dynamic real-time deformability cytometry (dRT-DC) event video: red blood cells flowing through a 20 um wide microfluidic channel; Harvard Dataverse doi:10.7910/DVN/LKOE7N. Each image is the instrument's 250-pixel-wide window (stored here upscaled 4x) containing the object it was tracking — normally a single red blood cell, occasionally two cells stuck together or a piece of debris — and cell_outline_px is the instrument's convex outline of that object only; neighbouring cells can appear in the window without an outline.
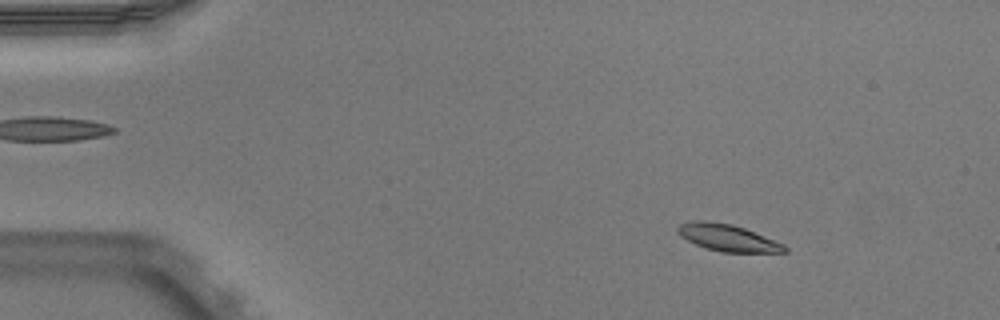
{"species": "Egyptian fruit bat (a non-hibernating species)", "species_latin": "Rousettus aegyptiacus", "temperature_condition": "warm", "stored_images_in_passage": 52, "camera_frame_rate_fps": 3000, "um_per_image_px": 0.085, "animal": {"sex": "male"}, "frame": {"image": 1, "passage_image": 7, "time_ms": 2.0, "image_size_px": [1000, 320], "cell_outline_px": [[788, 252], [720, 252], [704, 248], [680, 236], [676, 232], [676, 228], [680, 224], [696, 220], [708, 220], [732, 224], [744, 228], [784, 244], [788, 248]], "centroid_in_image_um": [61.83, 20.2], "position_along_channel_um": 23.2, "area_um2": 16.76}}
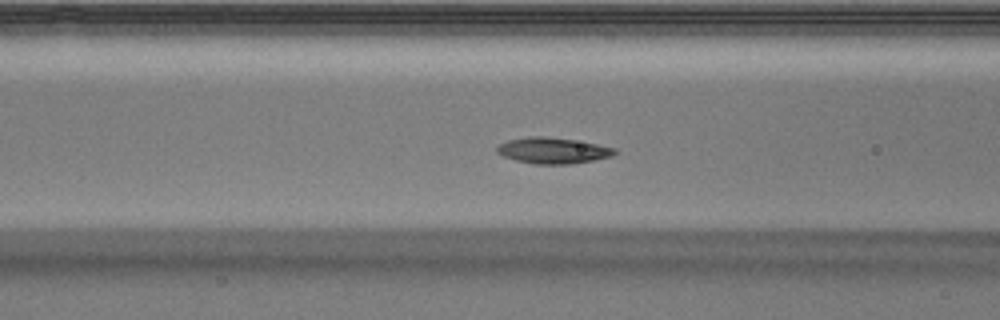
{"frame": {"image": 2, "passage_image": 21, "time_ms": 6.667, "image_size_px": [1000, 320], "cell_outline_px": [[616, 152], [612, 156], [572, 164], [532, 164], [516, 160], [504, 156], [496, 152], [496, 148], [500, 144], [508, 140], [528, 136], [544, 136], [572, 140], [596, 144], [616, 148]], "centroid_in_image_um": [46.97, 12.8], "position_along_channel_um": 119.6, "area_um2": 17.69}}
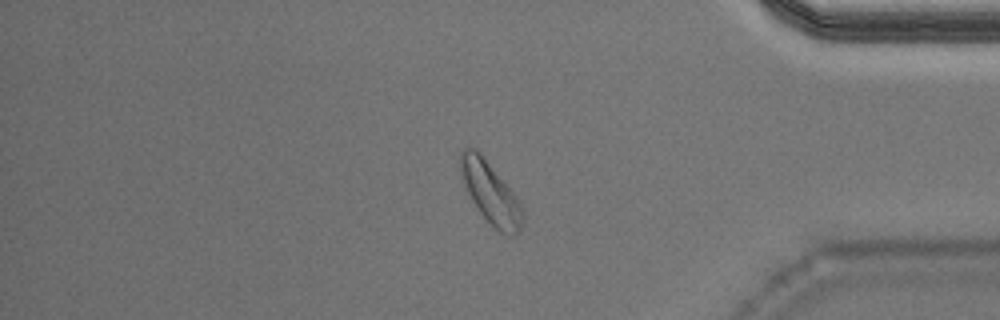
{"frame": {"image": 3, "passage_image": 44, "time_ms": 14.333, "image_size_px": [1000, 320], "cell_outline_px": [[524, 220], [520, 228], [512, 236], [500, 232], [480, 212], [472, 200], [460, 176], [460, 152], [468, 144], [476, 148], [480, 152], [516, 196], [524, 212]], "centroid_in_image_um": [41.67, 16.33], "position_along_channel_um": 393.5, "area_um2": 22.08}, "authors_computed_cell_mechanics": {"area_um2": 17.2822, "velocity_mm_per_s": 3.88, "shape_relaxation_time_tau1_ms": 1.6543, "shape_relaxation_time_tau2_ms": 11.0095, "deformation_change_tau1": 0.0925, "deformation_change_tau2": 0.1612}}